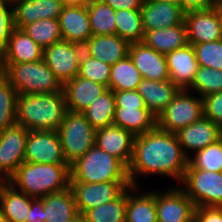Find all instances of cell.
Returning <instances> with one entry per match:
<instances>
[{
  "instance_id": "cell-1",
  "label": "cell",
  "mask_w": 222,
  "mask_h": 222,
  "mask_svg": "<svg viewBox=\"0 0 222 222\" xmlns=\"http://www.w3.org/2000/svg\"><path fill=\"white\" fill-rule=\"evenodd\" d=\"M188 166V157L178 141L176 133L166 132L157 126L144 134L135 136L133 156L128 166L132 186L140 175H165L182 183Z\"/></svg>"
},
{
  "instance_id": "cell-2",
  "label": "cell",
  "mask_w": 222,
  "mask_h": 222,
  "mask_svg": "<svg viewBox=\"0 0 222 222\" xmlns=\"http://www.w3.org/2000/svg\"><path fill=\"white\" fill-rule=\"evenodd\" d=\"M67 111L64 92L18 95L16 124L29 131H57Z\"/></svg>"
},
{
  "instance_id": "cell-3",
  "label": "cell",
  "mask_w": 222,
  "mask_h": 222,
  "mask_svg": "<svg viewBox=\"0 0 222 222\" xmlns=\"http://www.w3.org/2000/svg\"><path fill=\"white\" fill-rule=\"evenodd\" d=\"M7 182L30 197L42 198L70 187V165L24 161Z\"/></svg>"
},
{
  "instance_id": "cell-4",
  "label": "cell",
  "mask_w": 222,
  "mask_h": 222,
  "mask_svg": "<svg viewBox=\"0 0 222 222\" xmlns=\"http://www.w3.org/2000/svg\"><path fill=\"white\" fill-rule=\"evenodd\" d=\"M70 182H130L128 168L116 157L92 146L70 165Z\"/></svg>"
},
{
  "instance_id": "cell-5",
  "label": "cell",
  "mask_w": 222,
  "mask_h": 222,
  "mask_svg": "<svg viewBox=\"0 0 222 222\" xmlns=\"http://www.w3.org/2000/svg\"><path fill=\"white\" fill-rule=\"evenodd\" d=\"M5 78L18 95L63 92V84L44 60L24 63H3Z\"/></svg>"
},
{
  "instance_id": "cell-6",
  "label": "cell",
  "mask_w": 222,
  "mask_h": 222,
  "mask_svg": "<svg viewBox=\"0 0 222 222\" xmlns=\"http://www.w3.org/2000/svg\"><path fill=\"white\" fill-rule=\"evenodd\" d=\"M57 133L69 165L95 145L96 130L81 112L67 111Z\"/></svg>"
},
{
  "instance_id": "cell-7",
  "label": "cell",
  "mask_w": 222,
  "mask_h": 222,
  "mask_svg": "<svg viewBox=\"0 0 222 222\" xmlns=\"http://www.w3.org/2000/svg\"><path fill=\"white\" fill-rule=\"evenodd\" d=\"M182 182L196 207H222V172L187 168Z\"/></svg>"
},
{
  "instance_id": "cell-8",
  "label": "cell",
  "mask_w": 222,
  "mask_h": 222,
  "mask_svg": "<svg viewBox=\"0 0 222 222\" xmlns=\"http://www.w3.org/2000/svg\"><path fill=\"white\" fill-rule=\"evenodd\" d=\"M187 89H180L173 100L157 117V127L176 133L204 116L202 97H191Z\"/></svg>"
},
{
  "instance_id": "cell-9",
  "label": "cell",
  "mask_w": 222,
  "mask_h": 222,
  "mask_svg": "<svg viewBox=\"0 0 222 222\" xmlns=\"http://www.w3.org/2000/svg\"><path fill=\"white\" fill-rule=\"evenodd\" d=\"M82 53V45L62 40L43 49V60L64 84L78 75Z\"/></svg>"
},
{
  "instance_id": "cell-10",
  "label": "cell",
  "mask_w": 222,
  "mask_h": 222,
  "mask_svg": "<svg viewBox=\"0 0 222 222\" xmlns=\"http://www.w3.org/2000/svg\"><path fill=\"white\" fill-rule=\"evenodd\" d=\"M130 186H132L130 182H70L79 214L115 200Z\"/></svg>"
},
{
  "instance_id": "cell-11",
  "label": "cell",
  "mask_w": 222,
  "mask_h": 222,
  "mask_svg": "<svg viewBox=\"0 0 222 222\" xmlns=\"http://www.w3.org/2000/svg\"><path fill=\"white\" fill-rule=\"evenodd\" d=\"M24 161L38 164L67 163L57 131H29Z\"/></svg>"
},
{
  "instance_id": "cell-12",
  "label": "cell",
  "mask_w": 222,
  "mask_h": 222,
  "mask_svg": "<svg viewBox=\"0 0 222 222\" xmlns=\"http://www.w3.org/2000/svg\"><path fill=\"white\" fill-rule=\"evenodd\" d=\"M29 130L15 124L0 133V175L8 180L24 162Z\"/></svg>"
},
{
  "instance_id": "cell-13",
  "label": "cell",
  "mask_w": 222,
  "mask_h": 222,
  "mask_svg": "<svg viewBox=\"0 0 222 222\" xmlns=\"http://www.w3.org/2000/svg\"><path fill=\"white\" fill-rule=\"evenodd\" d=\"M155 199L158 222H194L196 206L181 188L155 191Z\"/></svg>"
},
{
  "instance_id": "cell-14",
  "label": "cell",
  "mask_w": 222,
  "mask_h": 222,
  "mask_svg": "<svg viewBox=\"0 0 222 222\" xmlns=\"http://www.w3.org/2000/svg\"><path fill=\"white\" fill-rule=\"evenodd\" d=\"M188 44H202L221 39L217 3L205 10L185 12Z\"/></svg>"
},
{
  "instance_id": "cell-15",
  "label": "cell",
  "mask_w": 222,
  "mask_h": 222,
  "mask_svg": "<svg viewBox=\"0 0 222 222\" xmlns=\"http://www.w3.org/2000/svg\"><path fill=\"white\" fill-rule=\"evenodd\" d=\"M134 139L132 133L113 124L96 130L95 145L118 158L128 168L133 156Z\"/></svg>"
},
{
  "instance_id": "cell-16",
  "label": "cell",
  "mask_w": 222,
  "mask_h": 222,
  "mask_svg": "<svg viewBox=\"0 0 222 222\" xmlns=\"http://www.w3.org/2000/svg\"><path fill=\"white\" fill-rule=\"evenodd\" d=\"M128 55L142 78L153 81L170 80L166 56L160 54L143 42L129 45Z\"/></svg>"
},
{
  "instance_id": "cell-17",
  "label": "cell",
  "mask_w": 222,
  "mask_h": 222,
  "mask_svg": "<svg viewBox=\"0 0 222 222\" xmlns=\"http://www.w3.org/2000/svg\"><path fill=\"white\" fill-rule=\"evenodd\" d=\"M140 12L144 32L185 23V11L172 3L144 0Z\"/></svg>"
},
{
  "instance_id": "cell-18",
  "label": "cell",
  "mask_w": 222,
  "mask_h": 222,
  "mask_svg": "<svg viewBox=\"0 0 222 222\" xmlns=\"http://www.w3.org/2000/svg\"><path fill=\"white\" fill-rule=\"evenodd\" d=\"M220 135V125L205 116L176 132L183 152L188 158L190 156L185 152L186 148L196 153L218 141Z\"/></svg>"
},
{
  "instance_id": "cell-19",
  "label": "cell",
  "mask_w": 222,
  "mask_h": 222,
  "mask_svg": "<svg viewBox=\"0 0 222 222\" xmlns=\"http://www.w3.org/2000/svg\"><path fill=\"white\" fill-rule=\"evenodd\" d=\"M14 26L25 25L42 19H59L64 7L62 0H14Z\"/></svg>"
},
{
  "instance_id": "cell-20",
  "label": "cell",
  "mask_w": 222,
  "mask_h": 222,
  "mask_svg": "<svg viewBox=\"0 0 222 222\" xmlns=\"http://www.w3.org/2000/svg\"><path fill=\"white\" fill-rule=\"evenodd\" d=\"M58 20L65 41L83 46L93 36L87 6H64Z\"/></svg>"
},
{
  "instance_id": "cell-21",
  "label": "cell",
  "mask_w": 222,
  "mask_h": 222,
  "mask_svg": "<svg viewBox=\"0 0 222 222\" xmlns=\"http://www.w3.org/2000/svg\"><path fill=\"white\" fill-rule=\"evenodd\" d=\"M169 79L179 89H191L195 74L199 68L193 45L176 49L166 55Z\"/></svg>"
},
{
  "instance_id": "cell-22",
  "label": "cell",
  "mask_w": 222,
  "mask_h": 222,
  "mask_svg": "<svg viewBox=\"0 0 222 222\" xmlns=\"http://www.w3.org/2000/svg\"><path fill=\"white\" fill-rule=\"evenodd\" d=\"M107 90L105 85L77 75L63 84L67 110L82 113Z\"/></svg>"
},
{
  "instance_id": "cell-23",
  "label": "cell",
  "mask_w": 222,
  "mask_h": 222,
  "mask_svg": "<svg viewBox=\"0 0 222 222\" xmlns=\"http://www.w3.org/2000/svg\"><path fill=\"white\" fill-rule=\"evenodd\" d=\"M129 43L115 35H93L84 45L83 51L97 60L114 65L128 55Z\"/></svg>"
},
{
  "instance_id": "cell-24",
  "label": "cell",
  "mask_w": 222,
  "mask_h": 222,
  "mask_svg": "<svg viewBox=\"0 0 222 222\" xmlns=\"http://www.w3.org/2000/svg\"><path fill=\"white\" fill-rule=\"evenodd\" d=\"M171 80L153 81L143 78L137 91L145 101L148 110L157 118L179 92Z\"/></svg>"
},
{
  "instance_id": "cell-25",
  "label": "cell",
  "mask_w": 222,
  "mask_h": 222,
  "mask_svg": "<svg viewBox=\"0 0 222 222\" xmlns=\"http://www.w3.org/2000/svg\"><path fill=\"white\" fill-rule=\"evenodd\" d=\"M43 59L40 47L23 29L14 28L3 57L2 63L35 62Z\"/></svg>"
},
{
  "instance_id": "cell-26",
  "label": "cell",
  "mask_w": 222,
  "mask_h": 222,
  "mask_svg": "<svg viewBox=\"0 0 222 222\" xmlns=\"http://www.w3.org/2000/svg\"><path fill=\"white\" fill-rule=\"evenodd\" d=\"M142 42L166 56L169 52L188 44L186 24L180 23L164 29L147 31L144 33Z\"/></svg>"
},
{
  "instance_id": "cell-27",
  "label": "cell",
  "mask_w": 222,
  "mask_h": 222,
  "mask_svg": "<svg viewBox=\"0 0 222 222\" xmlns=\"http://www.w3.org/2000/svg\"><path fill=\"white\" fill-rule=\"evenodd\" d=\"M43 200L45 222H69L79 215L71 188L50 193Z\"/></svg>"
},
{
  "instance_id": "cell-28",
  "label": "cell",
  "mask_w": 222,
  "mask_h": 222,
  "mask_svg": "<svg viewBox=\"0 0 222 222\" xmlns=\"http://www.w3.org/2000/svg\"><path fill=\"white\" fill-rule=\"evenodd\" d=\"M113 124L137 136L153 130L157 118L148 108H116Z\"/></svg>"
},
{
  "instance_id": "cell-29",
  "label": "cell",
  "mask_w": 222,
  "mask_h": 222,
  "mask_svg": "<svg viewBox=\"0 0 222 222\" xmlns=\"http://www.w3.org/2000/svg\"><path fill=\"white\" fill-rule=\"evenodd\" d=\"M33 199L6 182L0 193V208L8 222H26Z\"/></svg>"
},
{
  "instance_id": "cell-30",
  "label": "cell",
  "mask_w": 222,
  "mask_h": 222,
  "mask_svg": "<svg viewBox=\"0 0 222 222\" xmlns=\"http://www.w3.org/2000/svg\"><path fill=\"white\" fill-rule=\"evenodd\" d=\"M138 187L127 188L126 222H158L156 211L155 191L130 194L129 191ZM129 189V190H128Z\"/></svg>"
},
{
  "instance_id": "cell-31",
  "label": "cell",
  "mask_w": 222,
  "mask_h": 222,
  "mask_svg": "<svg viewBox=\"0 0 222 222\" xmlns=\"http://www.w3.org/2000/svg\"><path fill=\"white\" fill-rule=\"evenodd\" d=\"M116 109L114 91L108 89L100 97L95 99L82 113L97 130L113 125Z\"/></svg>"
},
{
  "instance_id": "cell-32",
  "label": "cell",
  "mask_w": 222,
  "mask_h": 222,
  "mask_svg": "<svg viewBox=\"0 0 222 222\" xmlns=\"http://www.w3.org/2000/svg\"><path fill=\"white\" fill-rule=\"evenodd\" d=\"M142 79L139 70L135 67L130 56L127 55L112 65L109 89L112 91L137 90Z\"/></svg>"
},
{
  "instance_id": "cell-33",
  "label": "cell",
  "mask_w": 222,
  "mask_h": 222,
  "mask_svg": "<svg viewBox=\"0 0 222 222\" xmlns=\"http://www.w3.org/2000/svg\"><path fill=\"white\" fill-rule=\"evenodd\" d=\"M116 34L129 44L142 42L144 29L140 10L120 9L115 12Z\"/></svg>"
},
{
  "instance_id": "cell-34",
  "label": "cell",
  "mask_w": 222,
  "mask_h": 222,
  "mask_svg": "<svg viewBox=\"0 0 222 222\" xmlns=\"http://www.w3.org/2000/svg\"><path fill=\"white\" fill-rule=\"evenodd\" d=\"M127 188L113 201L87 210V222H126Z\"/></svg>"
},
{
  "instance_id": "cell-35",
  "label": "cell",
  "mask_w": 222,
  "mask_h": 222,
  "mask_svg": "<svg viewBox=\"0 0 222 222\" xmlns=\"http://www.w3.org/2000/svg\"><path fill=\"white\" fill-rule=\"evenodd\" d=\"M92 35H115V10L104 2H91L87 6Z\"/></svg>"
},
{
  "instance_id": "cell-36",
  "label": "cell",
  "mask_w": 222,
  "mask_h": 222,
  "mask_svg": "<svg viewBox=\"0 0 222 222\" xmlns=\"http://www.w3.org/2000/svg\"><path fill=\"white\" fill-rule=\"evenodd\" d=\"M22 29L43 49L63 40L58 19H42Z\"/></svg>"
},
{
  "instance_id": "cell-37",
  "label": "cell",
  "mask_w": 222,
  "mask_h": 222,
  "mask_svg": "<svg viewBox=\"0 0 222 222\" xmlns=\"http://www.w3.org/2000/svg\"><path fill=\"white\" fill-rule=\"evenodd\" d=\"M187 168L205 169L212 172H222V140L195 153L188 158Z\"/></svg>"
},
{
  "instance_id": "cell-38",
  "label": "cell",
  "mask_w": 222,
  "mask_h": 222,
  "mask_svg": "<svg viewBox=\"0 0 222 222\" xmlns=\"http://www.w3.org/2000/svg\"><path fill=\"white\" fill-rule=\"evenodd\" d=\"M18 92L5 79L0 83V133L16 124Z\"/></svg>"
},
{
  "instance_id": "cell-39",
  "label": "cell",
  "mask_w": 222,
  "mask_h": 222,
  "mask_svg": "<svg viewBox=\"0 0 222 222\" xmlns=\"http://www.w3.org/2000/svg\"><path fill=\"white\" fill-rule=\"evenodd\" d=\"M111 67V65L97 60L83 51L78 76L105 85L109 89Z\"/></svg>"
},
{
  "instance_id": "cell-40",
  "label": "cell",
  "mask_w": 222,
  "mask_h": 222,
  "mask_svg": "<svg viewBox=\"0 0 222 222\" xmlns=\"http://www.w3.org/2000/svg\"><path fill=\"white\" fill-rule=\"evenodd\" d=\"M190 87L202 98L222 91V70L199 66Z\"/></svg>"
},
{
  "instance_id": "cell-41",
  "label": "cell",
  "mask_w": 222,
  "mask_h": 222,
  "mask_svg": "<svg viewBox=\"0 0 222 222\" xmlns=\"http://www.w3.org/2000/svg\"><path fill=\"white\" fill-rule=\"evenodd\" d=\"M200 67L222 70V39L193 45Z\"/></svg>"
},
{
  "instance_id": "cell-42",
  "label": "cell",
  "mask_w": 222,
  "mask_h": 222,
  "mask_svg": "<svg viewBox=\"0 0 222 222\" xmlns=\"http://www.w3.org/2000/svg\"><path fill=\"white\" fill-rule=\"evenodd\" d=\"M14 28L13 4L10 1L0 0V59L4 55Z\"/></svg>"
},
{
  "instance_id": "cell-43",
  "label": "cell",
  "mask_w": 222,
  "mask_h": 222,
  "mask_svg": "<svg viewBox=\"0 0 222 222\" xmlns=\"http://www.w3.org/2000/svg\"><path fill=\"white\" fill-rule=\"evenodd\" d=\"M204 116L214 123L222 125V91L209 94L202 98Z\"/></svg>"
},
{
  "instance_id": "cell-44",
  "label": "cell",
  "mask_w": 222,
  "mask_h": 222,
  "mask_svg": "<svg viewBox=\"0 0 222 222\" xmlns=\"http://www.w3.org/2000/svg\"><path fill=\"white\" fill-rule=\"evenodd\" d=\"M116 108H147L137 90L114 91Z\"/></svg>"
},
{
  "instance_id": "cell-45",
  "label": "cell",
  "mask_w": 222,
  "mask_h": 222,
  "mask_svg": "<svg viewBox=\"0 0 222 222\" xmlns=\"http://www.w3.org/2000/svg\"><path fill=\"white\" fill-rule=\"evenodd\" d=\"M194 222H222V207H196Z\"/></svg>"
},
{
  "instance_id": "cell-46",
  "label": "cell",
  "mask_w": 222,
  "mask_h": 222,
  "mask_svg": "<svg viewBox=\"0 0 222 222\" xmlns=\"http://www.w3.org/2000/svg\"><path fill=\"white\" fill-rule=\"evenodd\" d=\"M219 0H181L182 9L187 11L205 10L212 8Z\"/></svg>"
},
{
  "instance_id": "cell-47",
  "label": "cell",
  "mask_w": 222,
  "mask_h": 222,
  "mask_svg": "<svg viewBox=\"0 0 222 222\" xmlns=\"http://www.w3.org/2000/svg\"><path fill=\"white\" fill-rule=\"evenodd\" d=\"M26 222H45L43 200L41 198H34L31 201V208Z\"/></svg>"
},
{
  "instance_id": "cell-48",
  "label": "cell",
  "mask_w": 222,
  "mask_h": 222,
  "mask_svg": "<svg viewBox=\"0 0 222 222\" xmlns=\"http://www.w3.org/2000/svg\"><path fill=\"white\" fill-rule=\"evenodd\" d=\"M144 0H104V3L110 5L115 11L120 9L140 10Z\"/></svg>"
},
{
  "instance_id": "cell-49",
  "label": "cell",
  "mask_w": 222,
  "mask_h": 222,
  "mask_svg": "<svg viewBox=\"0 0 222 222\" xmlns=\"http://www.w3.org/2000/svg\"><path fill=\"white\" fill-rule=\"evenodd\" d=\"M64 6H76V7H83L88 6L90 1L89 0H62Z\"/></svg>"
},
{
  "instance_id": "cell-50",
  "label": "cell",
  "mask_w": 222,
  "mask_h": 222,
  "mask_svg": "<svg viewBox=\"0 0 222 222\" xmlns=\"http://www.w3.org/2000/svg\"><path fill=\"white\" fill-rule=\"evenodd\" d=\"M217 14L219 18V27H220V34L222 39V0L217 2Z\"/></svg>"
},
{
  "instance_id": "cell-51",
  "label": "cell",
  "mask_w": 222,
  "mask_h": 222,
  "mask_svg": "<svg viewBox=\"0 0 222 222\" xmlns=\"http://www.w3.org/2000/svg\"><path fill=\"white\" fill-rule=\"evenodd\" d=\"M6 78H5V67H4V64L2 63V60L0 59V83L2 81H4Z\"/></svg>"
},
{
  "instance_id": "cell-52",
  "label": "cell",
  "mask_w": 222,
  "mask_h": 222,
  "mask_svg": "<svg viewBox=\"0 0 222 222\" xmlns=\"http://www.w3.org/2000/svg\"><path fill=\"white\" fill-rule=\"evenodd\" d=\"M148 1H160V2H167V3H172L177 6L181 7V0H148Z\"/></svg>"
},
{
  "instance_id": "cell-53",
  "label": "cell",
  "mask_w": 222,
  "mask_h": 222,
  "mask_svg": "<svg viewBox=\"0 0 222 222\" xmlns=\"http://www.w3.org/2000/svg\"><path fill=\"white\" fill-rule=\"evenodd\" d=\"M69 222H87V221L83 214H79Z\"/></svg>"
},
{
  "instance_id": "cell-54",
  "label": "cell",
  "mask_w": 222,
  "mask_h": 222,
  "mask_svg": "<svg viewBox=\"0 0 222 222\" xmlns=\"http://www.w3.org/2000/svg\"><path fill=\"white\" fill-rule=\"evenodd\" d=\"M0 177L2 176L0 175ZM6 182L7 180L4 177L0 178V193H1L2 187L6 184Z\"/></svg>"
},
{
  "instance_id": "cell-55",
  "label": "cell",
  "mask_w": 222,
  "mask_h": 222,
  "mask_svg": "<svg viewBox=\"0 0 222 222\" xmlns=\"http://www.w3.org/2000/svg\"><path fill=\"white\" fill-rule=\"evenodd\" d=\"M0 222H8L7 218L4 216L1 208H0Z\"/></svg>"
},
{
  "instance_id": "cell-56",
  "label": "cell",
  "mask_w": 222,
  "mask_h": 222,
  "mask_svg": "<svg viewBox=\"0 0 222 222\" xmlns=\"http://www.w3.org/2000/svg\"><path fill=\"white\" fill-rule=\"evenodd\" d=\"M91 2H104V0H89Z\"/></svg>"
},
{
  "instance_id": "cell-57",
  "label": "cell",
  "mask_w": 222,
  "mask_h": 222,
  "mask_svg": "<svg viewBox=\"0 0 222 222\" xmlns=\"http://www.w3.org/2000/svg\"><path fill=\"white\" fill-rule=\"evenodd\" d=\"M220 139L222 140V125L220 126Z\"/></svg>"
}]
</instances>
